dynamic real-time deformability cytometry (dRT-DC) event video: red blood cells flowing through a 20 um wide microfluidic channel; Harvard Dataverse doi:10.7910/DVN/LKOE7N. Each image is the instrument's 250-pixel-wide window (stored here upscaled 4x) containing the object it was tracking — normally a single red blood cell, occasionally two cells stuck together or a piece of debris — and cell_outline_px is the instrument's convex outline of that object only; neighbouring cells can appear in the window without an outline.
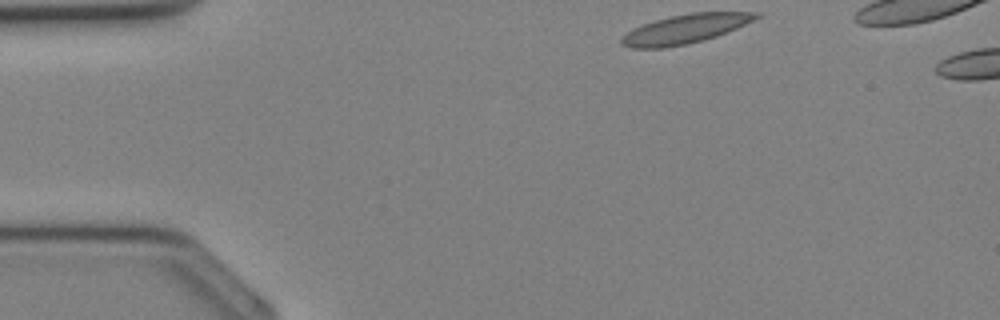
{"species": "Egyptian fruit bat (a non-hibernating species)", "species_latin": "Rousettus aegyptiacus", "temperature_condition": "cold", "stored_images_in_passage": 27, "camera_frame_rate_fps": 3000, "um_per_image_px": 0.085, "animal": {"sex": "female"}, "frame": {"image": 1, "passage_image": 1, "time_ms": 0.0, "image_size_px": [1000, 320], "cell_outline_px": [[760, 16], [736, 28], [716, 36], [704, 40], [688, 44], [664, 48], [632, 48], [620, 44], [620, 40], [632, 28], [656, 20], [672, 16], [692, 12], [760, 12]], "centroid_in_image_um": [58.22, 2.47], "position_along_channel_um": 26.8, "area_um2": 22.54}}
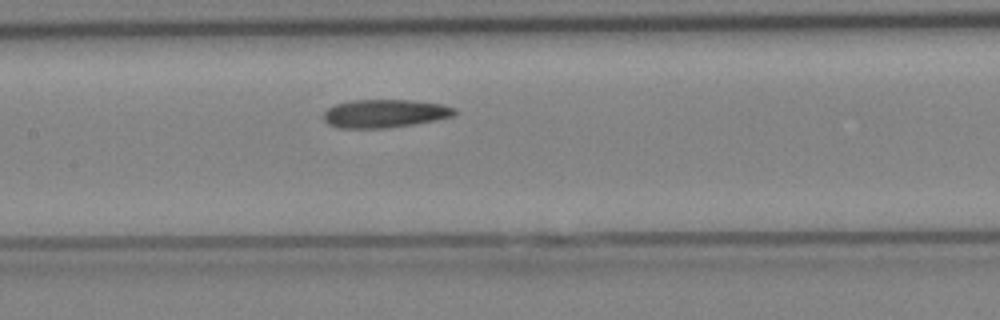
{"frame": {"image": 2, "passage_image": 12, "time_ms": 3.667, "image_size_px": [1000, 320], "cell_outline_px": [[456, 112], [452, 116], [436, 120], [416, 124], [388, 128], [336, 128], [328, 124], [324, 120], [324, 112], [328, 108], [336, 104], [352, 100], [408, 100], [440, 104], [456, 108]], "centroid_in_image_um": [32.68, 9.66], "position_along_channel_um": 174.7, "area_um2": 21.56}}
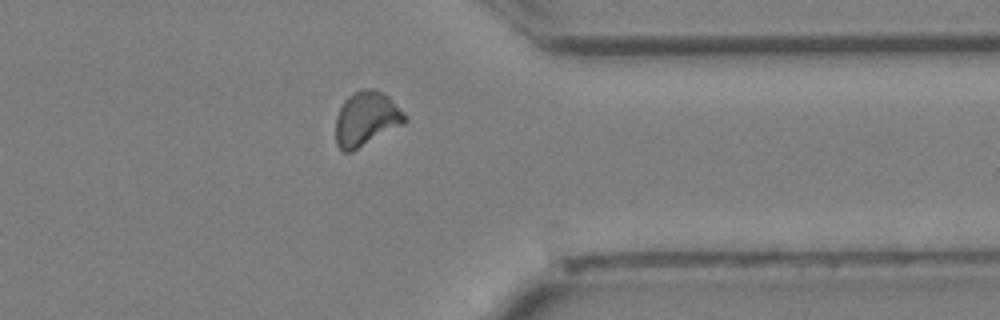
{"frame": {"image": 3, "passage_image": 23, "time_ms": 7.333, "image_size_px": [1000, 320], "cell_outline_px": [[408, 120], [404, 124], [352, 152], [344, 152], [336, 144], [336, 116], [344, 100], [352, 92], [360, 88], [376, 88], [388, 96], [408, 116]], "centroid_in_image_um": [31.14, 10.08], "position_along_channel_um": 380.3, "area_um2": 22.25}}